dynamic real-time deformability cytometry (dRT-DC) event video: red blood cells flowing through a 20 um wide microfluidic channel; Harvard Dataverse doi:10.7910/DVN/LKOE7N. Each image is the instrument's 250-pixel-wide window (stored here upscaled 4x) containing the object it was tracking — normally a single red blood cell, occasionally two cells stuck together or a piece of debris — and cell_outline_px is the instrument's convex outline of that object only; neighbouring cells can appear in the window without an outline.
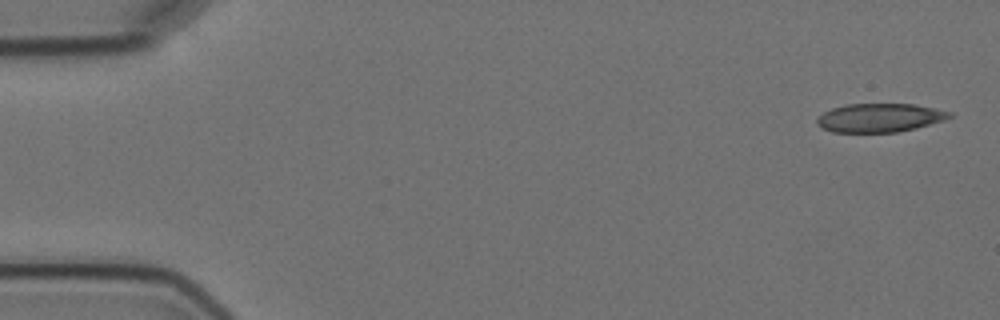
{"species": "Egyptian fruit bat (a non-hibernating species)", "species_latin": "Rousettus aegyptiacus", "temperature_condition": "cold", "stored_images_in_passage": 5, "camera_frame_rate_fps": 3000, "um_per_image_px": 0.085, "animal": {"sex": "female"}, "frame": {"image": 1, "passage_image": 1, "time_ms": 0.0, "image_size_px": [1000, 320], "cell_outline_px": [[952, 116], [944, 120], [916, 128], [896, 132], [832, 132], [820, 128], [816, 124], [816, 120], [824, 112], [832, 108], [848, 104], [912, 104], [952, 112]], "centroid_in_image_um": [74.74, 10.02], "position_along_channel_um": 10.3, "area_um2": 22.02}}
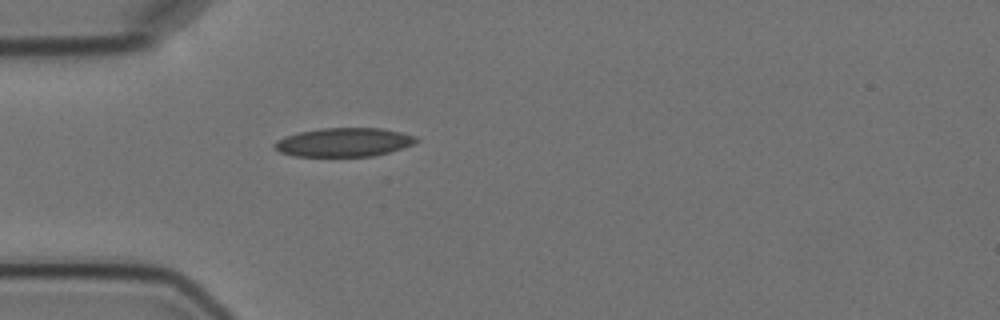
{"frame": {"image": 2, "passage_image": 5, "time_ms": 4.667, "image_size_px": [1000, 320], "cell_outline_px": [[420, 140], [412, 144], [388, 152], [372, 156], [296, 156], [280, 152], [272, 144], [276, 140], [284, 136], [300, 132], [324, 128], [380, 128], [400, 132], [416, 136]], "centroid_in_image_um": [29.21, 12.09], "position_along_channel_um": 55.8, "area_um2": 23.52}}